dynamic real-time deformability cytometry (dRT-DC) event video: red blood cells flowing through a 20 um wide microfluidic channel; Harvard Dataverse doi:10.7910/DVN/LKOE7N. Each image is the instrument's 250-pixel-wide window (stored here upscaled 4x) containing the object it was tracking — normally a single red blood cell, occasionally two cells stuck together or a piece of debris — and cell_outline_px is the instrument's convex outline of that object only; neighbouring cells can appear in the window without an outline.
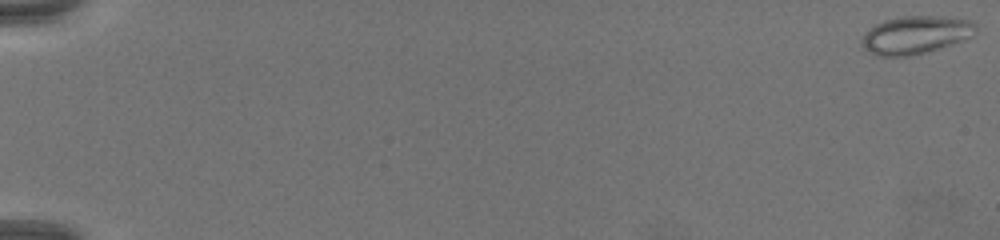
{"species": "common noctule bat (a hibernating species)", "species_latin": "Nyctalus noctula", "temperature_condition": "warm", "stored_images_in_passage": 71, "camera_frame_rate_fps": 3000, "um_per_image_px": 0.085, "animal": {"sex": "female", "body_mass_g": 19.5, "forearm_length_mm": 54.1}, "frame": {"image": 1, "passage_image": 1, "time_ms": 0.0, "image_size_px": [1000, 240], "cell_outline_px": [[976, 32], [972, 36], [924, 52], [908, 56], [880, 56], [868, 52], [860, 44], [860, 40], [876, 24], [888, 20], [904, 16], [944, 16], [972, 20], [976, 24]], "centroid_in_image_um": [77.83, 2.95], "position_along_channel_um": 7.2, "area_um2": 24.68}}
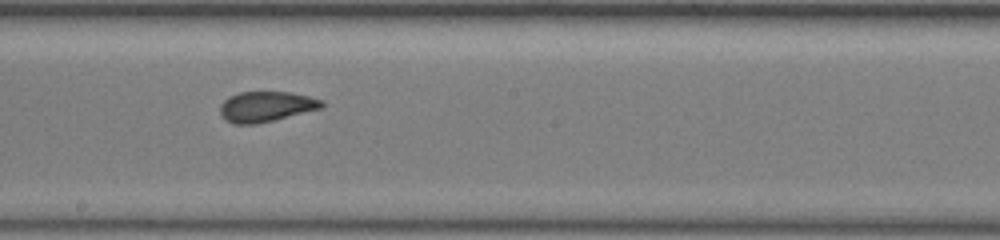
{"frame": {"image": 2, "passage_image": 43, "time_ms": 14.0, "image_size_px": [1000, 240], "cell_outline_px": [[324, 108], [256, 124], [232, 124], [224, 120], [220, 116], [220, 104], [228, 96], [240, 92], [288, 92], [308, 96], [324, 100]], "centroid_in_image_um": [22.6, 9.06], "position_along_channel_um": 225.6, "area_um2": 18.21}}
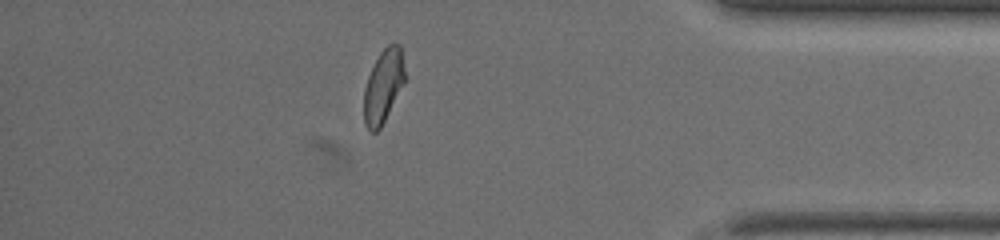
{"frame": {"image": 3, "passage_image": 63, "time_ms": 20.667, "image_size_px": [1000, 240], "cell_outline_px": [[404, 84], [380, 128], [376, 132], [372, 132], [364, 124], [364, 88], [368, 76], [380, 52], [388, 44], [400, 44], [404, 68]], "centroid_in_image_um": [32.57, 7.32], "position_along_channel_um": 402.6, "area_um2": 17.22}}